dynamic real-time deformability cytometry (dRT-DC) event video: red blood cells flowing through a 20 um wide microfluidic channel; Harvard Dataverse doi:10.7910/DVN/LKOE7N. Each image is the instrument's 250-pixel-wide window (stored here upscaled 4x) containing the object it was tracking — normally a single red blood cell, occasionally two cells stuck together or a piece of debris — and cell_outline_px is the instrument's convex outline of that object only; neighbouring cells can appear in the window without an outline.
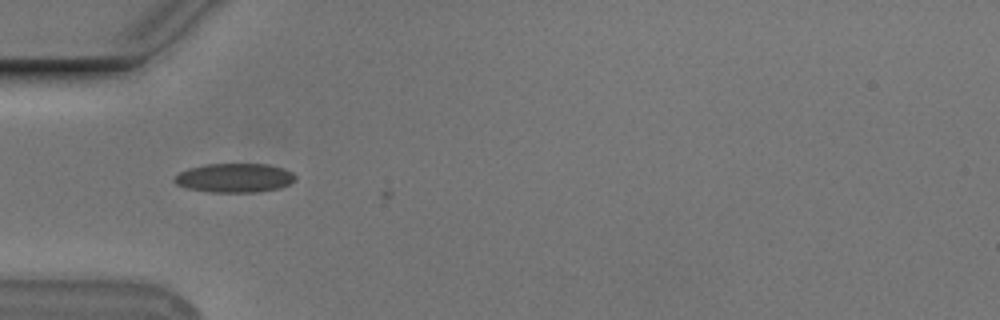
{"species": "Egyptian fruit bat (a non-hibernating species)", "species_latin": "Rousettus aegyptiacus", "temperature_condition": "cold", "stored_images_in_passage": 6, "camera_frame_rate_fps": 3000, "um_per_image_px": 0.085, "animal": {"sex": "male"}, "frame": {"image": 1, "passage_image": 4, "time_ms": 1.0, "image_size_px": [1000, 320], "cell_outline_px": [[296, 180], [280, 188], [260, 192], [208, 192], [188, 188], [176, 184], [172, 180], [180, 172], [188, 168], [208, 164], [268, 164], [284, 168], [292, 172], [296, 176]], "centroid_in_image_um": [19.96, 15.12], "position_along_channel_um": 65.0, "area_um2": 20.58}}